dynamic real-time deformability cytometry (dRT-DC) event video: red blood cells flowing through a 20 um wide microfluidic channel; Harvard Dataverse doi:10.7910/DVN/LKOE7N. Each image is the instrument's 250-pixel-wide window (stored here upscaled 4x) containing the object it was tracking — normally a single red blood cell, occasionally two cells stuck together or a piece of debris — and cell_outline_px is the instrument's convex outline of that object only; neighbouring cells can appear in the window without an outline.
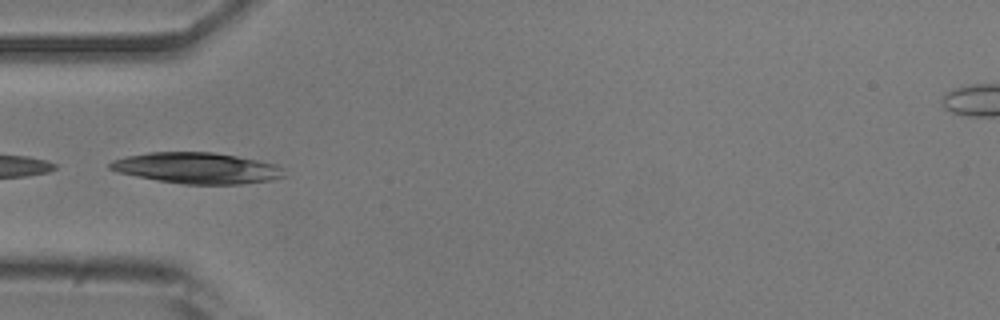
{"species": "common noctule bat (a hibernating species)", "species_latin": "Nyctalus noctula", "temperature_condition": "room temperature", "stored_images_in_passage": 4, "camera_frame_rate_fps": 3000, "um_per_image_px": 0.085, "animal": {"sex": "male", "body_mass_g": 20.5, "forearm_length_mm": 52.5}, "frame": {"image": 1, "passage_image": 3, "time_ms": 0.667, "image_size_px": [1000, 320], "cell_outline_px": [[284, 176], [272, 180], [240, 184], [184, 184], [156, 180], [116, 172], [108, 168], [108, 164], [112, 160], [124, 156], [148, 152], [212, 152], [236, 156], [276, 164], [284, 168]], "centroid_in_image_um": [16.7, 14.28], "position_along_channel_um": 68.3, "area_um2": 31.56}}
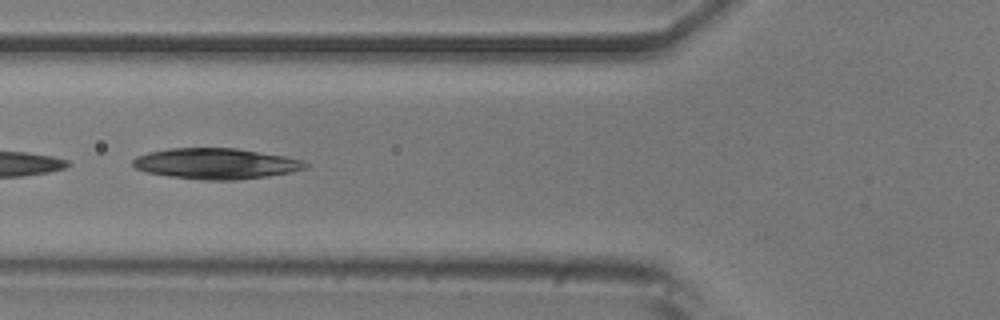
{"frame": {"image": 2, "passage_image": 4, "time_ms": 1.0, "image_size_px": [1000, 320], "cell_outline_px": [[308, 168], [292, 172], [268, 176], [236, 180], [204, 180], [168, 176], [148, 172], [136, 168], [132, 164], [132, 160], [136, 156], [148, 152], [168, 148], [236, 148], [284, 156], [300, 160], [308, 164]], "centroid_in_image_um": [18.34, 13.91], "position_along_channel_um": 107.5, "area_um2": 30.92}}